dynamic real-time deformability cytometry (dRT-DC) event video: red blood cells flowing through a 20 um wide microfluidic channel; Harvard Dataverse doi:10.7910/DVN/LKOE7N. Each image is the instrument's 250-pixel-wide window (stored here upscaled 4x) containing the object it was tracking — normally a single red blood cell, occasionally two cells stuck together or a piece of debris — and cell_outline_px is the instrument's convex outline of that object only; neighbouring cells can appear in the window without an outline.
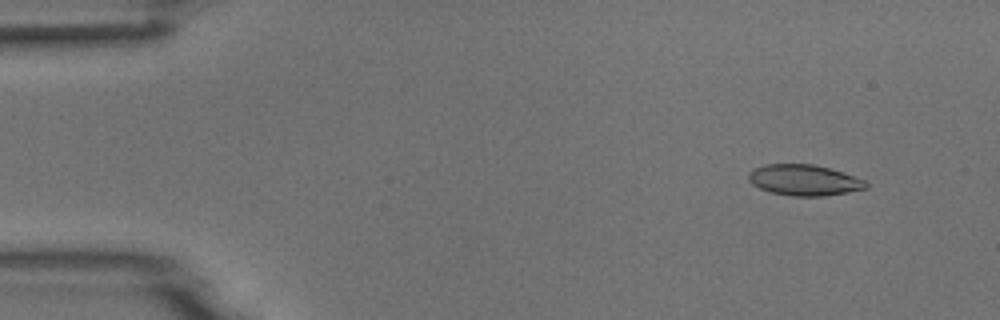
{"species": "common noctule bat (a hibernating species)", "species_latin": "Nyctalus noctula", "temperature_condition": "room temperature", "stored_images_in_passage": 53, "camera_frame_rate_fps": 3000, "um_per_image_px": 0.085, "animal": {"sex": "male", "body_mass_g": 18.8}, "frame": {"image": 1, "passage_image": 5, "time_ms": 1.333, "image_size_px": [1000, 320], "cell_outline_px": [[868, 188], [848, 192], [824, 196], [792, 196], [772, 192], [760, 188], [752, 184], [748, 180], [748, 172], [764, 164], [812, 164], [828, 168], [864, 180], [868, 184]], "centroid_in_image_um": [68.32, 15.31], "position_along_channel_um": 16.7, "area_um2": 20.92}}
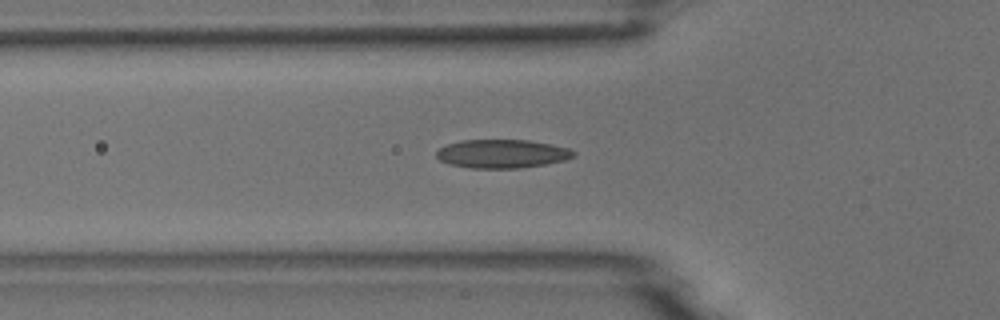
{"frame": {"image": 2, "passage_image": 18, "time_ms": 5.667, "image_size_px": [1000, 320], "cell_outline_px": [[576, 156], [564, 160], [544, 164], [520, 168], [468, 168], [448, 164], [440, 160], [436, 156], [436, 152], [440, 148], [448, 144], [460, 140], [528, 140], [568, 148], [576, 152]], "centroid_in_image_um": [42.65, 13.07], "position_along_channel_um": 83.2, "area_um2": 22.77}}
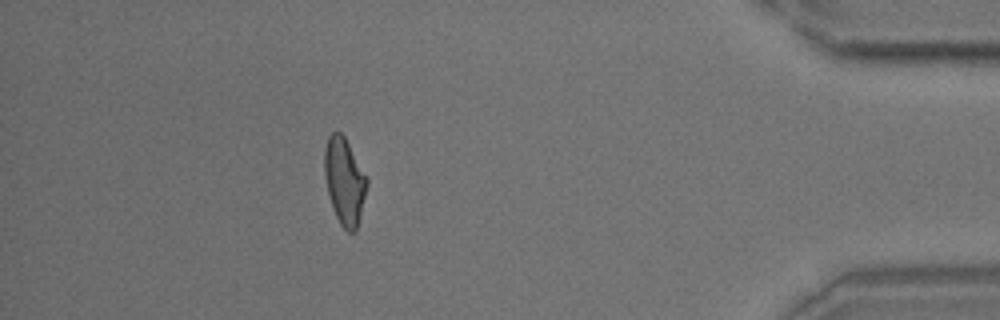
{"frame": {"image": 3, "passage_image": 47, "time_ms": 15.333, "image_size_px": [1000, 320], "cell_outline_px": [[368, 184], [356, 232], [348, 232], [340, 224], [332, 208], [324, 176], [324, 148], [328, 136], [332, 132], [340, 132], [344, 136], [368, 180]], "centroid_in_image_um": [29.26, 15.41], "position_along_channel_um": 405.9, "area_um2": 21.33}}